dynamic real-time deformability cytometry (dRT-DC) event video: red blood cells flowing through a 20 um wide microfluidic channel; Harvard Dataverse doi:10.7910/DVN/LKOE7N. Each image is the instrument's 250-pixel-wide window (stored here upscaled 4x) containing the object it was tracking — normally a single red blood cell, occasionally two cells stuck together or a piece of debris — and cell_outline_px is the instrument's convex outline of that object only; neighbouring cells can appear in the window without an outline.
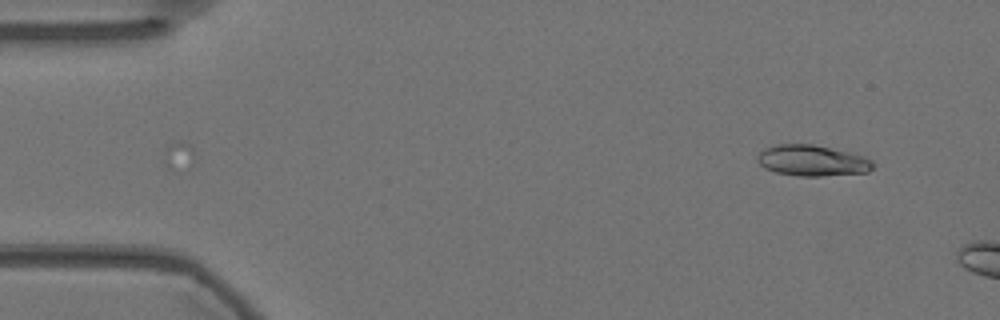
{"species": "Egyptian fruit bat (a non-hibernating species)", "species_latin": "Rousettus aegyptiacus", "temperature_condition": "warm", "stored_images_in_passage": 5, "camera_frame_rate_fps": 3000, "um_per_image_px": 0.085, "animal": {"sex": "female"}, "frame": {"image": 1, "passage_image": 1, "time_ms": 0.0, "image_size_px": [1000, 320], "cell_outline_px": [[876, 164], [868, 172], [820, 176], [796, 176], [776, 172], [764, 168], [756, 160], [756, 156], [764, 148], [776, 144], [812, 144], [864, 156], [872, 160]], "centroid_in_image_um": [69.01, 13.65], "position_along_channel_um": 16.0, "area_um2": 20.87}}